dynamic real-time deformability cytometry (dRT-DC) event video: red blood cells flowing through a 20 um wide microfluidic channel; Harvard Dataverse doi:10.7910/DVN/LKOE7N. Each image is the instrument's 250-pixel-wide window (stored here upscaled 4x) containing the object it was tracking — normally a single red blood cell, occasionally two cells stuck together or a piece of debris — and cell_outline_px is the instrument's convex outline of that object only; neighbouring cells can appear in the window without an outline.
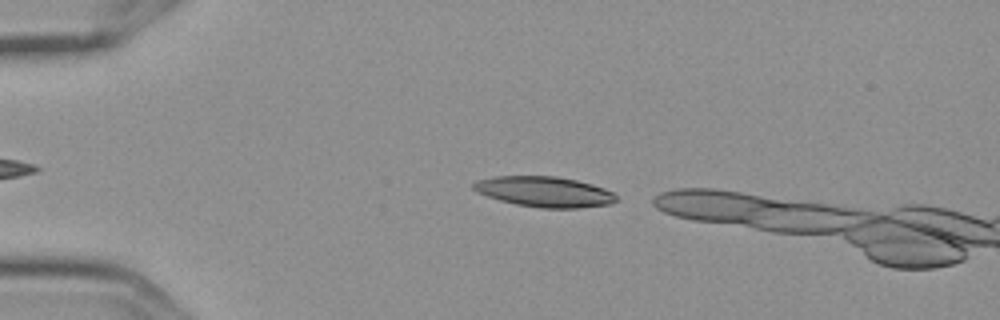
{"species": "Egyptian fruit bat (a non-hibernating species)", "species_latin": "Rousettus aegyptiacus", "temperature_condition": "cold", "stored_images_in_passage": 4, "camera_frame_rate_fps": 3000, "um_per_image_px": 0.085, "frame": {"image": 1, "passage_image": 4, "time_ms": 1.0, "image_size_px": [1000, 320], "cell_outline_px": [[616, 200], [612, 204], [580, 208], [540, 208], [516, 204], [500, 200], [476, 192], [472, 188], [472, 184], [476, 180], [496, 176], [556, 176], [576, 180], [592, 184], [604, 188], [612, 192], [616, 196]], "centroid_in_image_um": [46.27, 16.3], "position_along_channel_um": 38.7, "area_um2": 25.37}}